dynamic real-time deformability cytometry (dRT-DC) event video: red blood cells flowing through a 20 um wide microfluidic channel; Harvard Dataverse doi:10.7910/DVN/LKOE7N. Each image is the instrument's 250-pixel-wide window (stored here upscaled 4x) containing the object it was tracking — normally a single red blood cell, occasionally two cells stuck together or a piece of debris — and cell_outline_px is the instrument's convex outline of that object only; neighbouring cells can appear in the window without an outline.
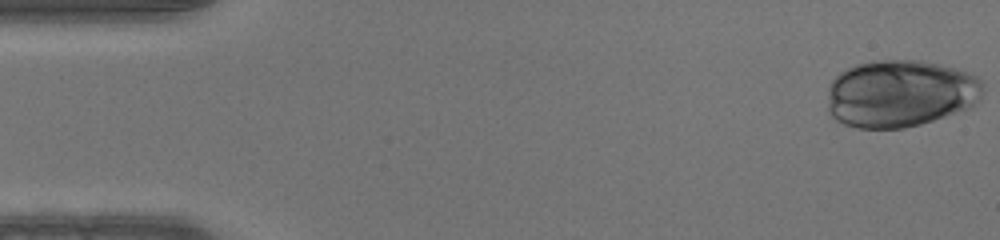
{"species": "human", "species_latin": "Homo sapiens", "temperature_condition": "warm", "stored_images_in_passage": 46, "camera_frame_rate_fps": 3000, "um_per_image_px": 0.085, "donor": {"sex": "male"}, "frame": {"image": 1, "passage_image": 1, "time_ms": 0.0, "image_size_px": [1000, 240], "cell_outline_px": [[984, 92], [980, 100], [972, 108], [920, 124], [904, 128], [856, 128], [844, 124], [836, 120], [828, 112], [828, 88], [832, 80], [840, 72], [856, 64], [872, 60], [920, 60], [952, 68], [976, 76], [984, 80]], "centroid_in_image_um": [76.54, 7.95], "position_along_channel_um": 8.5, "area_um2": 61.56}}
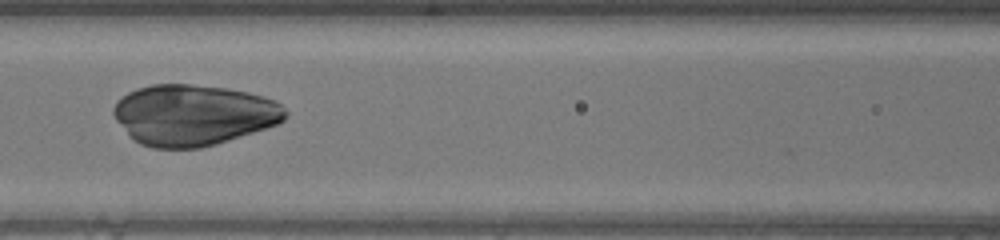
{"frame": {"image": 2, "passage_image": 20, "time_ms": 6.333, "image_size_px": [1000, 240], "cell_outline_px": [[288, 116], [284, 120], [276, 124], [216, 144], [200, 148], [152, 148], [140, 144], [116, 120], [112, 112], [112, 108], [116, 100], [128, 92], [136, 88], [152, 84], [192, 84], [224, 88], [248, 92], [264, 96], [276, 100], [288, 112]], "centroid_in_image_um": [16.43, 9.75], "position_along_channel_um": 150.2, "area_um2": 60.86}}
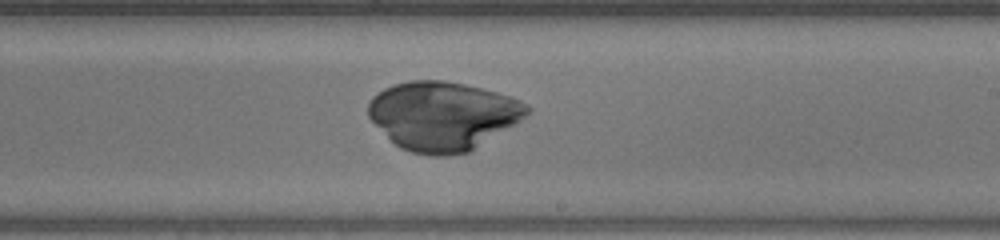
{"frame": {"image": 3, "passage_image": 27, "time_ms": 8.667, "image_size_px": [1000, 240], "cell_outline_px": [[532, 108], [520, 120], [468, 152], [448, 156], [428, 156], [412, 152], [400, 148], [368, 116], [368, 104], [372, 96], [384, 88], [392, 84], [408, 80], [444, 80], [464, 84], [512, 96], [528, 104]], "centroid_in_image_um": [37.63, 9.83], "position_along_channel_um": 251.4, "area_um2": 63.29}}